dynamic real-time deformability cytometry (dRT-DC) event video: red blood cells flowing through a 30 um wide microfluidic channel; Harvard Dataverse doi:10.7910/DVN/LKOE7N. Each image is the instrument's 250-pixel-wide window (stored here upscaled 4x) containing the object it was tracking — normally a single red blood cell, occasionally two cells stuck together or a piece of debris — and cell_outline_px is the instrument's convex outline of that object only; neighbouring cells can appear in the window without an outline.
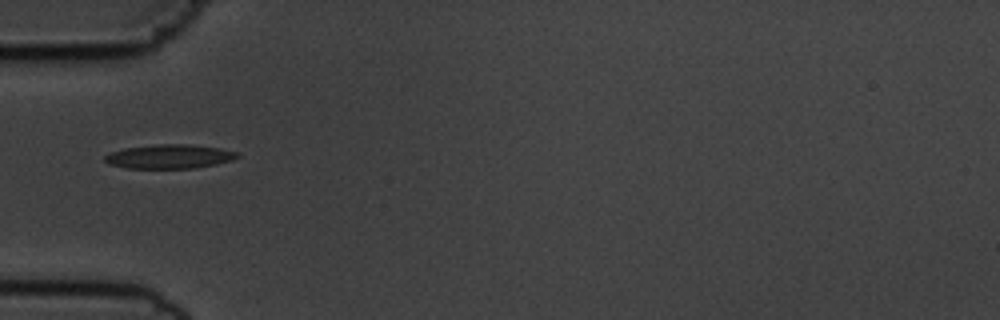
{"species": "common noctule bat (a hibernating species)", "species_latin": "Nyctalus noctula", "temperature_condition": "cold", "stored_images_in_passage": 38, "camera_frame_rate_fps": 3000, "um_per_image_px": 0.085, "animal": {"sex": "male", "body_mass_g": 19.5, "forearm_length_mm": 54.6}, "frame": {"image": 1, "passage_image": 1, "time_ms": 0.0, "image_size_px": [1000, 320], "cell_outline_px": [[240, 156], [232, 160], [216, 164], [196, 168], [128, 168], [108, 164], [104, 160], [104, 156], [108, 152], [124, 148], [156, 144], [184, 144], [220, 148], [236, 152]], "centroid_in_image_um": [14.35, 13.3], "position_along_channel_um": 70.6, "area_um2": 18.61}}
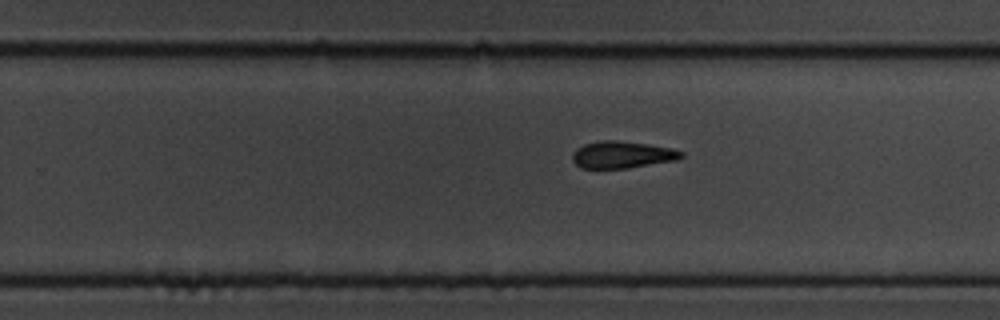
{"frame": {"image": 2, "passage_image": 18, "time_ms": 5.667, "image_size_px": [1000, 320], "cell_outline_px": [[684, 156], [676, 160], [628, 168], [580, 168], [572, 160], [572, 156], [576, 148], [584, 144], [600, 140], [616, 140], [648, 144], [672, 148], [684, 152]], "centroid_in_image_um": [52.88, 13.14], "position_along_channel_um": 276.9, "area_um2": 17.17}}
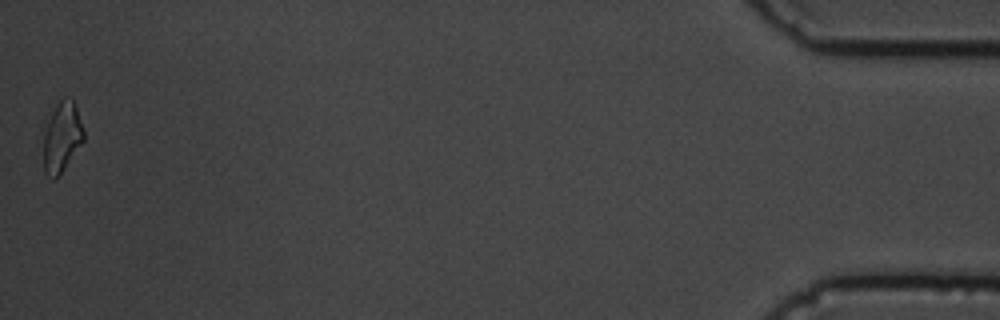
{"frame": {"image": 3, "passage_image": 38, "time_ms": 12.333, "image_size_px": [1000, 320], "cell_outline_px": [[84, 140], [64, 168], [52, 180], [44, 172], [44, 132], [48, 120], [56, 104], [64, 96], [68, 96], [72, 100], [76, 108], [84, 128]], "centroid_in_image_um": [5.26, 11.62], "position_along_channel_um": 429.9, "area_um2": 16.18}, "authors_computed_cell_mechanics": {"area_um2": 17.1088, "velocity_mm_per_s": 3.6483, "shape_relaxation_time_tau1_ms": 2.929, "shape_relaxation_time_tau2_ms": 2.6202, "deformation_change_tau1": 0.1496, "deformation_change_tau2": 0.1137}}